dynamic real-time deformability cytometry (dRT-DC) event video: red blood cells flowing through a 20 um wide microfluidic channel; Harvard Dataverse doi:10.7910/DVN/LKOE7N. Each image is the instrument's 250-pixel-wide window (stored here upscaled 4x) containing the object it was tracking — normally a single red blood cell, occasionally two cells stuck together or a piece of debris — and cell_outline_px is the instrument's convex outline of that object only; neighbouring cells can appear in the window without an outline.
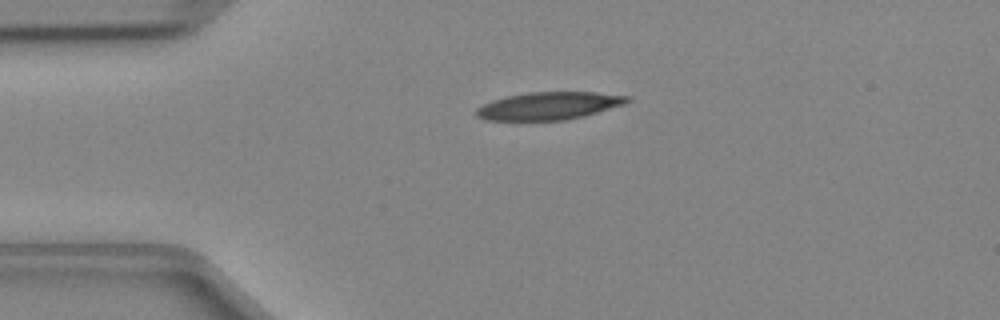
{"species": "Egyptian fruit bat (a non-hibernating species)", "species_latin": "Rousettus aegyptiacus", "temperature_condition": "cold", "stored_images_in_passage": 37, "camera_frame_rate_fps": 3000, "um_per_image_px": 0.085, "animal": {"sex": "female"}, "frame": {"image": 1, "passage_image": 1, "time_ms": 0.0, "image_size_px": [1000, 320], "cell_outline_px": [[632, 100], [624, 104], [584, 116], [568, 120], [484, 120], [476, 116], [476, 108], [492, 100], [508, 96], [528, 92], [596, 92], [628, 96]], "centroid_in_image_um": [46.65, 9.0], "position_along_channel_um": 38.3, "area_um2": 24.28}}
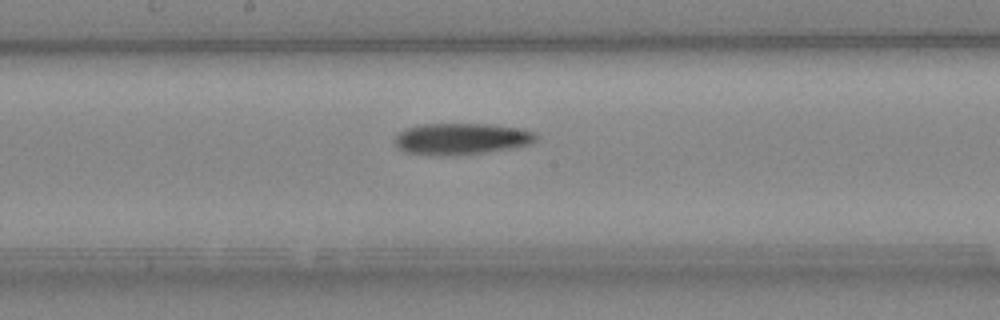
{"frame": {"image": 2, "passage_image": 15, "time_ms": 4.667, "image_size_px": [1000, 320], "cell_outline_px": [[540, 136], [536, 140], [528, 144], [512, 148], [488, 152], [456, 156], [440, 156], [404, 152], [396, 144], [396, 132], [420, 124], [488, 124], [520, 128], [532, 132]], "centroid_in_image_um": [39.21, 11.81], "position_along_channel_um": 209.0, "area_um2": 26.07}}
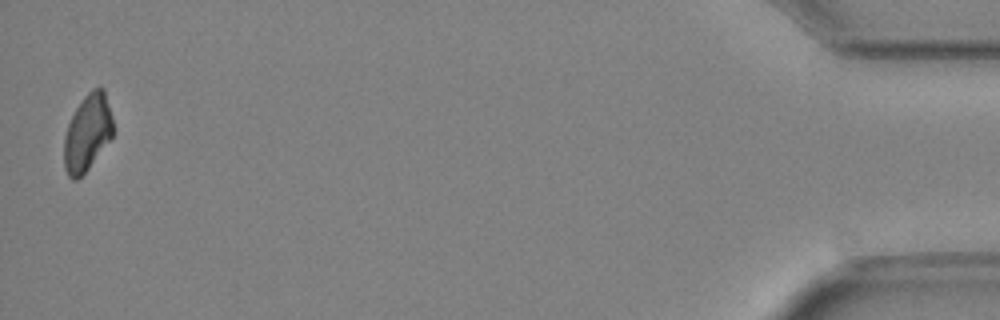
{"frame": {"image": 3, "passage_image": 37, "time_ms": 12.0, "image_size_px": [1000, 320], "cell_outline_px": [[112, 136], [88, 168], [76, 180], [72, 180], [68, 176], [64, 168], [64, 136], [68, 124], [76, 108], [84, 96], [92, 88], [104, 88], [112, 116]], "centroid_in_image_um": [7.41, 11.27], "position_along_channel_um": 427.8, "area_um2": 21.56}}